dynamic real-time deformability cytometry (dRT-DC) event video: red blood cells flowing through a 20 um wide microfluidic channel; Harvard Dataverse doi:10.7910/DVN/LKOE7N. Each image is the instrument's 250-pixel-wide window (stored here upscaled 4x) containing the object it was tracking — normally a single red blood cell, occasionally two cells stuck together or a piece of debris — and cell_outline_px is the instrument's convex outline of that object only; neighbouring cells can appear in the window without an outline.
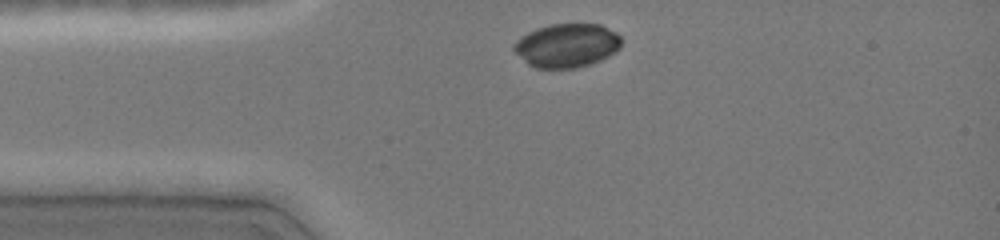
{"species": "common noctule bat (a hibernating species)", "species_latin": "Nyctalus noctula", "temperature_condition": "cold", "stored_images_in_passage": 25, "camera_frame_rate_fps": 3000, "um_per_image_px": 0.085, "animal": {"sex": "female", "body_mass_g": 19.0, "forearm_length_mm": 51.5}, "frame": {"image": 1, "passage_image": 1, "time_ms": 0.0, "image_size_px": [1000, 240], "cell_outline_px": [[620, 48], [616, 52], [592, 64], [576, 68], [536, 68], [528, 64], [512, 48], [512, 44], [516, 40], [528, 32], [536, 28], [548, 24], [600, 24], [616, 32], [620, 36]], "centroid_in_image_um": [48.18, 3.86], "position_along_channel_um": 36.8, "area_um2": 27.51}}
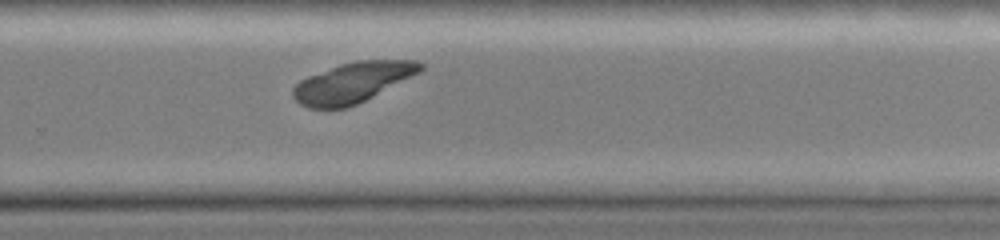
{"frame": {"image": 2, "passage_image": 21, "time_ms": 7.0, "image_size_px": [1000, 240], "cell_outline_px": [[424, 68], [420, 72], [348, 108], [308, 108], [300, 104], [292, 96], [292, 88], [300, 80], [308, 76], [340, 64], [356, 60], [416, 60], [424, 64]], "centroid_in_image_um": [29.95, 7.01], "position_along_channel_um": 299.8, "area_um2": 29.65}}
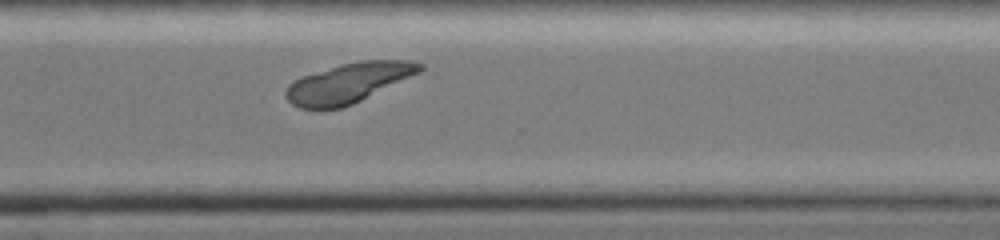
{"frame": {"image": 3, "passage_image": 25, "time_ms": 8.0, "image_size_px": [1000, 240], "cell_outline_px": [[424, 68], [420, 72], [352, 104], [340, 108], [300, 108], [292, 104], [288, 100], [284, 92], [288, 84], [304, 76], [340, 64], [360, 60], [412, 60], [424, 64]], "centroid_in_image_um": [29.64, 7.03], "position_along_channel_um": 341.0, "area_um2": 30.63}}